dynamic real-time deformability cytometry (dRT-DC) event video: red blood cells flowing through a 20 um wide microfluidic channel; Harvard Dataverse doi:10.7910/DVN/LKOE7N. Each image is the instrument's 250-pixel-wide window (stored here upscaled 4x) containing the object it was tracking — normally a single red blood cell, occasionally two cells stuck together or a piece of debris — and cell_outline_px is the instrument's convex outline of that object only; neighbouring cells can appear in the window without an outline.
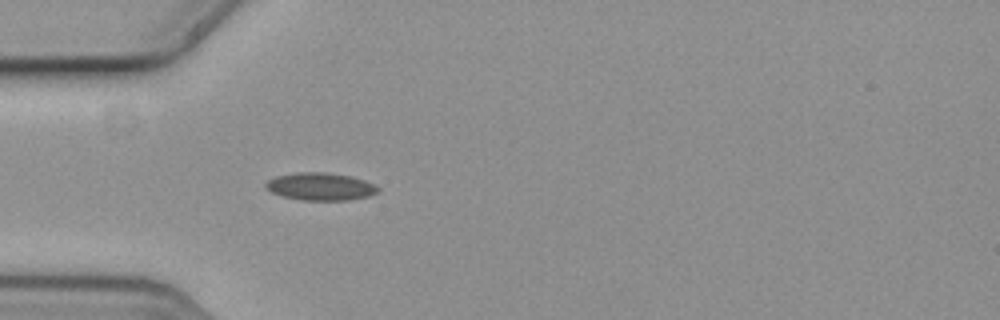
{"species": "common noctule bat (a hibernating species)", "species_latin": "Nyctalus noctula", "temperature_condition": "cold", "stored_images_in_passage": 4, "camera_frame_rate_fps": 3000, "um_per_image_px": 0.085, "animal": {"sex": "female", "body_mass_g": 19.3, "forearm_length_mm": 54.1}, "frame": {"image": 1, "passage_image": 4, "time_ms": 1.0, "image_size_px": [1000, 320], "cell_outline_px": [[380, 192], [368, 196], [348, 200], [300, 200], [280, 196], [264, 188], [264, 184], [268, 180], [276, 176], [296, 172], [324, 172], [348, 176], [364, 180], [380, 188]], "centroid_in_image_um": [27.2, 15.86], "position_along_channel_um": 57.8, "area_um2": 18.09}}